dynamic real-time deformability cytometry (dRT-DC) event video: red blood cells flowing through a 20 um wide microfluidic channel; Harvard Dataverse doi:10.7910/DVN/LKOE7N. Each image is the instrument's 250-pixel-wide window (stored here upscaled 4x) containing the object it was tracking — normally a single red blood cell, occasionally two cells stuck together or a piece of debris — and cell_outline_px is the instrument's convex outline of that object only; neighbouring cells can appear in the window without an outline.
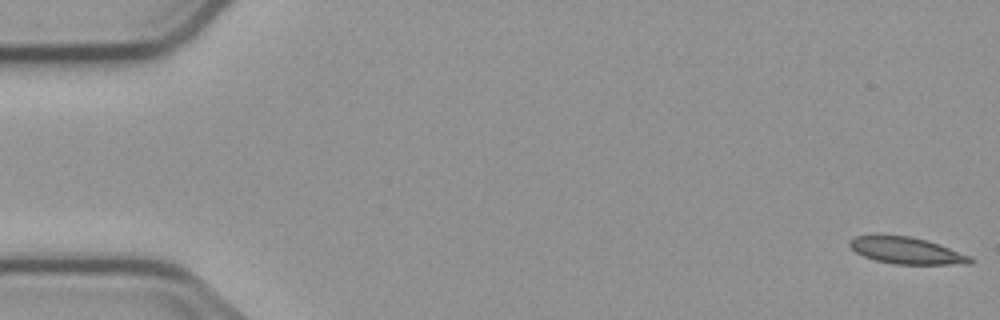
{"species": "common noctule bat (a hibernating species)", "species_latin": "Nyctalus noctula", "temperature_condition": "cold", "stored_images_in_passage": 3, "camera_frame_rate_fps": 3000, "um_per_image_px": 0.085, "animal": {"sex": "male", "body_mass_g": 23.1, "forearm_length_mm": 52.7}, "frame": {"image": 1, "passage_image": 1, "time_ms": 0.0, "image_size_px": [1000, 320], "cell_outline_px": [[976, 260], [972, 264], [896, 264], [876, 260], [864, 256], [856, 252], [848, 244], [848, 240], [856, 236], [876, 232], [880, 232], [908, 236], [928, 240], [940, 244], [972, 256]], "centroid_in_image_um": [77.05, 21.25], "position_along_channel_um": 8.0, "area_um2": 19.54}}